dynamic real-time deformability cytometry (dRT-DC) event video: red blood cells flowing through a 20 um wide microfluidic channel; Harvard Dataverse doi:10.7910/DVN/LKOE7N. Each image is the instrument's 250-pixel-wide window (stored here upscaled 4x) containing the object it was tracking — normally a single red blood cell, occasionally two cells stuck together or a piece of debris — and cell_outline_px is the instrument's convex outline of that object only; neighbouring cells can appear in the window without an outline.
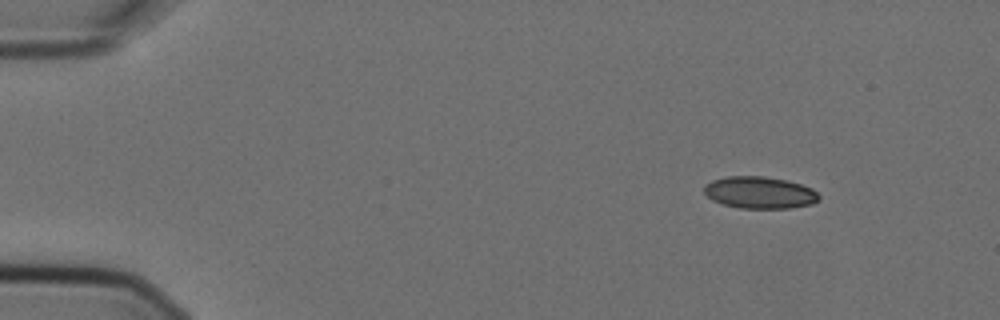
{"species": "Egyptian fruit bat (a non-hibernating species)", "species_latin": "Rousettus aegyptiacus", "temperature_condition": "cold", "stored_images_in_passage": 3, "camera_frame_rate_fps": 3000, "um_per_image_px": 0.085, "animal": {"sex": "female"}, "frame": {"image": 1, "passage_image": 1, "time_ms": 0.0, "image_size_px": [1000, 320], "cell_outline_px": [[820, 200], [812, 204], [792, 208], [740, 208], [724, 204], [712, 200], [704, 192], [704, 184], [712, 180], [728, 176], [764, 176], [788, 180], [812, 188], [820, 196]], "centroid_in_image_um": [64.59, 16.36], "position_along_channel_um": 20.4, "area_um2": 21.5}}